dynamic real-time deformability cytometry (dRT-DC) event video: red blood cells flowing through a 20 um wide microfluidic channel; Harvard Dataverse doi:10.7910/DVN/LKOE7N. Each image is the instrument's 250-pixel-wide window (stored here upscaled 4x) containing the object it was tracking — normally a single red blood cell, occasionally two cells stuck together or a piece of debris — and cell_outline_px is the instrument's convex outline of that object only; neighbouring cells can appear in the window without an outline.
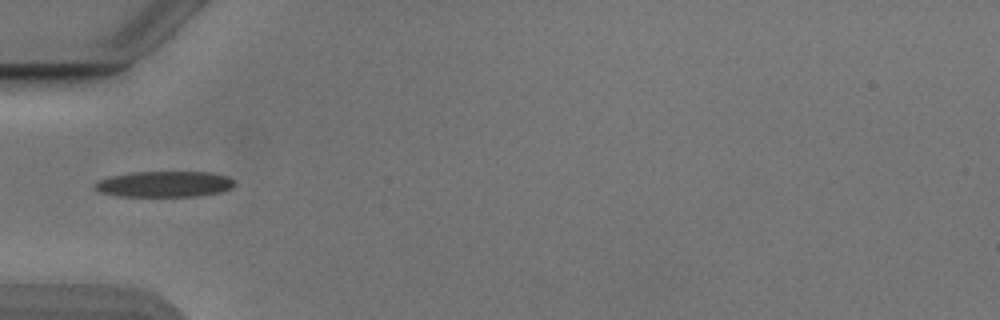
{"species": "Egyptian fruit bat (a non-hibernating species)", "species_latin": "Rousettus aegyptiacus", "temperature_condition": "cold", "stored_images_in_passage": 36, "camera_frame_rate_fps": 3000, "um_per_image_px": 0.085, "animal": {"sex": "male"}, "frame": {"image": 1, "passage_image": 1, "time_ms": 0.0, "image_size_px": [1000, 320], "cell_outline_px": [[236, 184], [232, 188], [220, 192], [196, 196], [120, 196], [100, 192], [92, 184], [108, 176], [132, 172], [212, 172], [228, 176], [236, 180]], "centroid_in_image_um": [14.01, 15.64], "position_along_channel_um": 71.0, "area_um2": 21.21}}
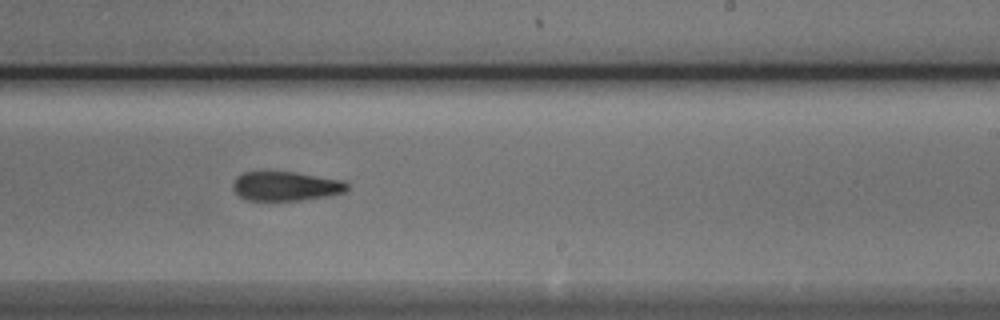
{"frame": {"image": 2, "passage_image": 16, "time_ms": 5.0, "image_size_px": [1000, 320], "cell_outline_px": [[348, 188], [344, 192], [328, 196], [300, 200], [248, 200], [240, 196], [232, 188], [232, 184], [236, 176], [244, 172], [264, 168], [268, 168], [296, 172], [344, 180], [348, 184]], "centroid_in_image_um": [24.24, 15.76], "position_along_channel_um": 264.8, "area_um2": 20.29}}
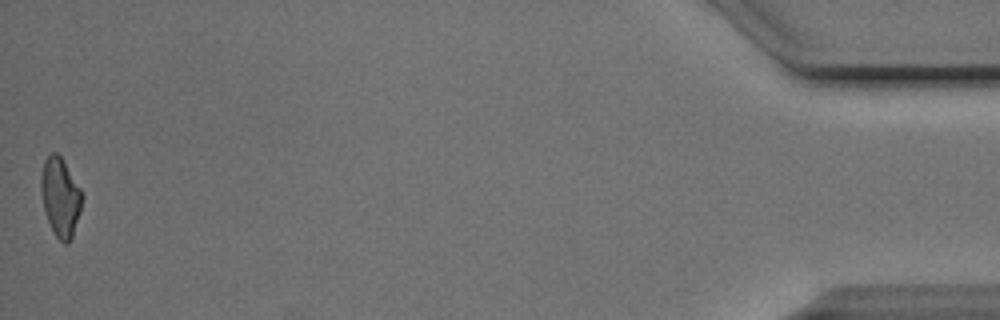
{"frame": {"image": 3, "passage_image": 36, "time_ms": 11.667, "image_size_px": [1000, 320], "cell_outline_px": [[80, 212], [72, 236], [68, 244], [64, 244], [56, 236], [44, 212], [40, 188], [40, 176], [44, 160], [52, 152], [56, 152], [64, 160], [80, 188]], "centroid_in_image_um": [5.09, 16.73], "position_along_channel_um": 430.1, "area_um2": 18.61}, "authors_computed_cell_mechanics": {"area_um2": 20.0855, "velocity_mm_per_s": 3.8736, "shape_relaxation_time_tau1_ms": 8.2367, "shape_relaxation_time_tau2_ms": 7.1119, "deformation_change_tau1": 0.1696, "deformation_change_tau2": 0.1688}}